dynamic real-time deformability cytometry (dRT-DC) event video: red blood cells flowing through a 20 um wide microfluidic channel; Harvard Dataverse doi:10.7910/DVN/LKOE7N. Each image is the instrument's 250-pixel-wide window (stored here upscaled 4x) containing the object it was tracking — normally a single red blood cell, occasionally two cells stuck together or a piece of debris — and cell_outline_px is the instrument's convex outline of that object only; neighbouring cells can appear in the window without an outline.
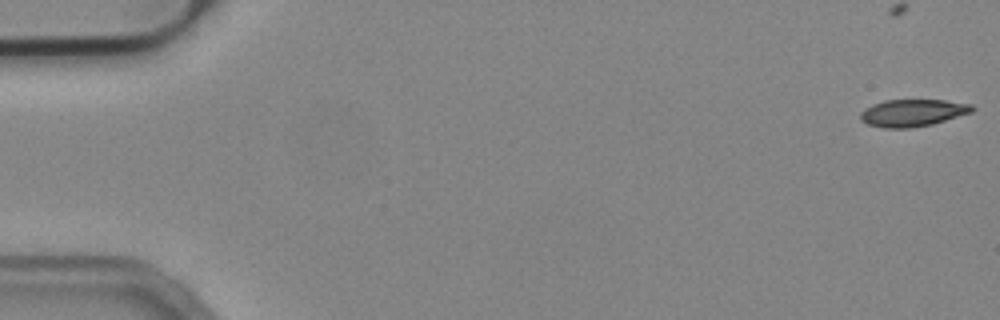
{"species": "common noctule bat (a hibernating species)", "species_latin": "Nyctalus noctula", "temperature_condition": "cold", "stored_images_in_passage": 42, "camera_frame_rate_fps": 3000, "um_per_image_px": 0.085, "animal": {"sex": "male", "body_mass_g": 19.2, "forearm_length_mm": 51.8}, "frame": {"image": 1, "passage_image": 1, "time_ms": 0.0, "image_size_px": [1000, 320], "cell_outline_px": [[976, 108], [972, 112], [932, 124], [912, 128], [884, 128], [868, 124], [860, 120], [860, 112], [864, 108], [872, 104], [884, 100], [944, 100], [972, 104]], "centroid_in_image_um": [77.56, 9.59], "position_along_channel_um": 7.4, "area_um2": 17.8}}
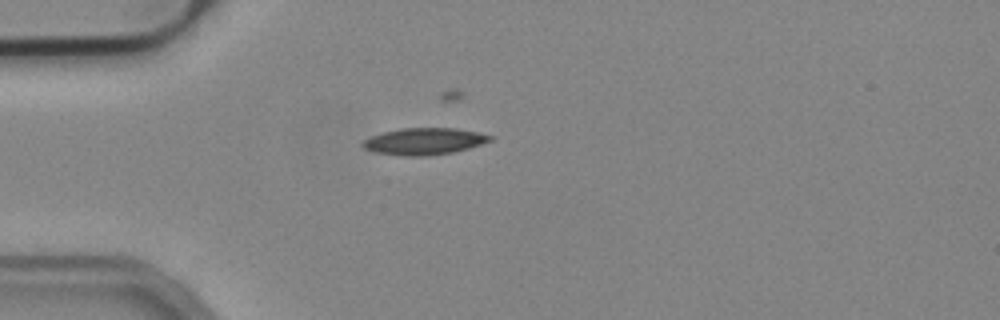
{"frame": {"image": 2, "passage_image": 15, "time_ms": 4.667, "image_size_px": [1000, 320], "cell_outline_px": [[496, 136], [492, 140], [468, 148], [452, 152], [428, 156], [404, 156], [376, 152], [364, 148], [360, 144], [364, 140], [372, 136], [384, 132], [400, 128], [456, 128]], "centroid_in_image_um": [36.07, 12.01], "position_along_channel_um": 48.9, "area_um2": 19.77}}
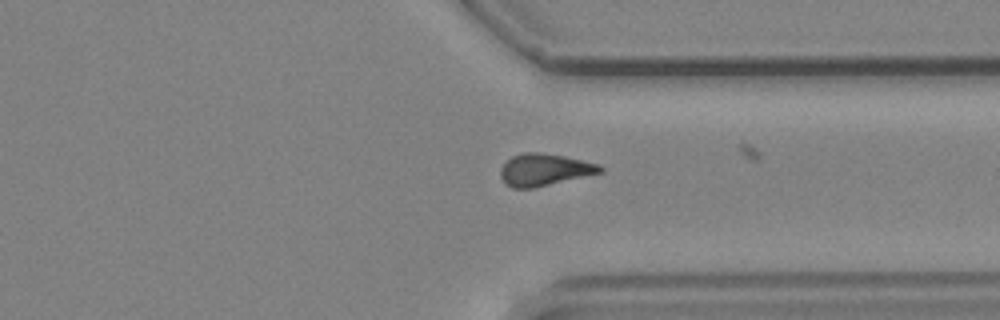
{"frame": {"image": 3, "passage_image": 41, "time_ms": 13.333, "image_size_px": [1000, 320], "cell_outline_px": [[604, 172], [532, 188], [512, 188], [504, 184], [500, 176], [500, 168], [512, 156], [524, 152], [540, 152], [564, 156], [600, 164], [604, 168]], "centroid_in_image_um": [46.27, 14.42], "position_along_channel_um": 365.1, "area_um2": 18.67}}